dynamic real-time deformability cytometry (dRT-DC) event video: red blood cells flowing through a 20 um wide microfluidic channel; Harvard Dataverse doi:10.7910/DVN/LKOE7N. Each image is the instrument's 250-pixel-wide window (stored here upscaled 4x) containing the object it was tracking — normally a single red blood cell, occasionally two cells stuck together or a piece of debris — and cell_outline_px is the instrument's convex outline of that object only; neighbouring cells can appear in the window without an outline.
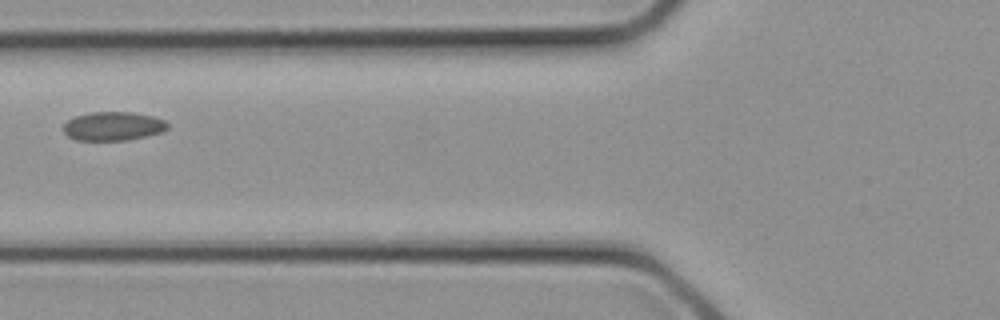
{"species": "common noctule bat (a hibernating species)", "species_latin": "Nyctalus noctula", "temperature_condition": "cold", "stored_images_in_passage": 2, "camera_frame_rate_fps": 3000, "um_per_image_px": 0.085, "animal": {"sex": "female", "body_mass_g": 21.9}, "frame": {"image": 1, "passage_image": 2, "time_ms": 0.333, "image_size_px": [1000, 320], "cell_outline_px": [[168, 128], [164, 132], [148, 136], [128, 140], [76, 140], [68, 136], [64, 132], [64, 124], [68, 120], [76, 116], [92, 112], [132, 112], [152, 116], [164, 120], [168, 124]], "centroid_in_image_um": [9.65, 10.73], "position_along_channel_um": 116.2, "area_um2": 17.51}}